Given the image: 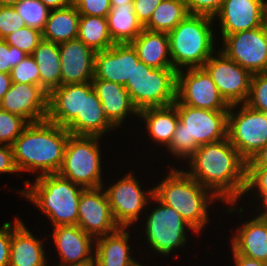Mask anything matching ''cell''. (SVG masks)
<instances>
[{"instance_id": "1", "label": "cell", "mask_w": 267, "mask_h": 266, "mask_svg": "<svg viewBox=\"0 0 267 266\" xmlns=\"http://www.w3.org/2000/svg\"><path fill=\"white\" fill-rule=\"evenodd\" d=\"M190 177L209 189L220 201L235 206L244 196L246 161L228 137L198 147L187 159Z\"/></svg>"}, {"instance_id": "2", "label": "cell", "mask_w": 267, "mask_h": 266, "mask_svg": "<svg viewBox=\"0 0 267 266\" xmlns=\"http://www.w3.org/2000/svg\"><path fill=\"white\" fill-rule=\"evenodd\" d=\"M70 135L65 127L47 119L29 123L12 144L18 171H37V177L58 173Z\"/></svg>"}, {"instance_id": "3", "label": "cell", "mask_w": 267, "mask_h": 266, "mask_svg": "<svg viewBox=\"0 0 267 266\" xmlns=\"http://www.w3.org/2000/svg\"><path fill=\"white\" fill-rule=\"evenodd\" d=\"M167 175L154 186L153 195L178 212L199 234L209 222L208 207L213 201L220 200L184 170L173 167Z\"/></svg>"}, {"instance_id": "4", "label": "cell", "mask_w": 267, "mask_h": 266, "mask_svg": "<svg viewBox=\"0 0 267 266\" xmlns=\"http://www.w3.org/2000/svg\"><path fill=\"white\" fill-rule=\"evenodd\" d=\"M179 122L168 151L177 158L189 159L200 145L220 141L227 137L228 111H214L179 103Z\"/></svg>"}, {"instance_id": "5", "label": "cell", "mask_w": 267, "mask_h": 266, "mask_svg": "<svg viewBox=\"0 0 267 266\" xmlns=\"http://www.w3.org/2000/svg\"><path fill=\"white\" fill-rule=\"evenodd\" d=\"M25 186L27 188L20 193L50 218L53 227L77 225L79 199L84 187L58 173L36 177L34 184L26 180Z\"/></svg>"}, {"instance_id": "6", "label": "cell", "mask_w": 267, "mask_h": 266, "mask_svg": "<svg viewBox=\"0 0 267 266\" xmlns=\"http://www.w3.org/2000/svg\"><path fill=\"white\" fill-rule=\"evenodd\" d=\"M212 18L205 15H188L168 34L173 68L203 67L213 55L215 47ZM215 38V39H214ZM182 67V68H180Z\"/></svg>"}, {"instance_id": "7", "label": "cell", "mask_w": 267, "mask_h": 266, "mask_svg": "<svg viewBox=\"0 0 267 266\" xmlns=\"http://www.w3.org/2000/svg\"><path fill=\"white\" fill-rule=\"evenodd\" d=\"M124 87L139 111L170 106L176 101L177 71L153 68L139 61Z\"/></svg>"}, {"instance_id": "8", "label": "cell", "mask_w": 267, "mask_h": 266, "mask_svg": "<svg viewBox=\"0 0 267 266\" xmlns=\"http://www.w3.org/2000/svg\"><path fill=\"white\" fill-rule=\"evenodd\" d=\"M98 136L70 135L58 174L86 188L104 187Z\"/></svg>"}, {"instance_id": "9", "label": "cell", "mask_w": 267, "mask_h": 266, "mask_svg": "<svg viewBox=\"0 0 267 266\" xmlns=\"http://www.w3.org/2000/svg\"><path fill=\"white\" fill-rule=\"evenodd\" d=\"M236 107L239 108L237 114ZM227 137L240 156L246 162L250 161L267 144V113L245 103L229 106Z\"/></svg>"}, {"instance_id": "10", "label": "cell", "mask_w": 267, "mask_h": 266, "mask_svg": "<svg viewBox=\"0 0 267 266\" xmlns=\"http://www.w3.org/2000/svg\"><path fill=\"white\" fill-rule=\"evenodd\" d=\"M157 202L146 219L145 234L152 251L161 255H169L174 248L184 246L187 235L186 228L195 232L183 217L173 208L163 204L154 195L149 199Z\"/></svg>"}, {"instance_id": "11", "label": "cell", "mask_w": 267, "mask_h": 266, "mask_svg": "<svg viewBox=\"0 0 267 266\" xmlns=\"http://www.w3.org/2000/svg\"><path fill=\"white\" fill-rule=\"evenodd\" d=\"M223 48L229 59L238 63L252 75L267 72V26L221 35Z\"/></svg>"}, {"instance_id": "12", "label": "cell", "mask_w": 267, "mask_h": 266, "mask_svg": "<svg viewBox=\"0 0 267 266\" xmlns=\"http://www.w3.org/2000/svg\"><path fill=\"white\" fill-rule=\"evenodd\" d=\"M176 100L181 104L206 110H229V105L203 67L177 71Z\"/></svg>"}, {"instance_id": "13", "label": "cell", "mask_w": 267, "mask_h": 266, "mask_svg": "<svg viewBox=\"0 0 267 266\" xmlns=\"http://www.w3.org/2000/svg\"><path fill=\"white\" fill-rule=\"evenodd\" d=\"M215 53L219 56L212 55L203 68L216 84L219 94L229 106L246 103L252 74L222 51Z\"/></svg>"}, {"instance_id": "14", "label": "cell", "mask_w": 267, "mask_h": 266, "mask_svg": "<svg viewBox=\"0 0 267 266\" xmlns=\"http://www.w3.org/2000/svg\"><path fill=\"white\" fill-rule=\"evenodd\" d=\"M124 176L116 184L104 190L114 221L119 227L129 228L131 224L138 221L140 213L149 203L148 199L153 196V189H149L145 194L138 179L132 173Z\"/></svg>"}, {"instance_id": "15", "label": "cell", "mask_w": 267, "mask_h": 266, "mask_svg": "<svg viewBox=\"0 0 267 266\" xmlns=\"http://www.w3.org/2000/svg\"><path fill=\"white\" fill-rule=\"evenodd\" d=\"M77 225L94 239L113 233L119 228L113 219L103 187L86 188L82 191Z\"/></svg>"}, {"instance_id": "16", "label": "cell", "mask_w": 267, "mask_h": 266, "mask_svg": "<svg viewBox=\"0 0 267 266\" xmlns=\"http://www.w3.org/2000/svg\"><path fill=\"white\" fill-rule=\"evenodd\" d=\"M0 108L23 117L29 123L40 122L47 119L48 93L35 84L12 82L0 101Z\"/></svg>"}, {"instance_id": "17", "label": "cell", "mask_w": 267, "mask_h": 266, "mask_svg": "<svg viewBox=\"0 0 267 266\" xmlns=\"http://www.w3.org/2000/svg\"><path fill=\"white\" fill-rule=\"evenodd\" d=\"M265 14V0H224L216 15L220 22V35H229L263 26Z\"/></svg>"}, {"instance_id": "18", "label": "cell", "mask_w": 267, "mask_h": 266, "mask_svg": "<svg viewBox=\"0 0 267 266\" xmlns=\"http://www.w3.org/2000/svg\"><path fill=\"white\" fill-rule=\"evenodd\" d=\"M140 61L130 43L114 44L95 53L94 77L125 85L131 79L134 66Z\"/></svg>"}, {"instance_id": "19", "label": "cell", "mask_w": 267, "mask_h": 266, "mask_svg": "<svg viewBox=\"0 0 267 266\" xmlns=\"http://www.w3.org/2000/svg\"><path fill=\"white\" fill-rule=\"evenodd\" d=\"M61 85L91 82L94 78L95 51L76 38L59 44Z\"/></svg>"}, {"instance_id": "20", "label": "cell", "mask_w": 267, "mask_h": 266, "mask_svg": "<svg viewBox=\"0 0 267 266\" xmlns=\"http://www.w3.org/2000/svg\"><path fill=\"white\" fill-rule=\"evenodd\" d=\"M53 240L58 253V266L95 263V239L86 234L78 225H59L53 228ZM93 244V246H92Z\"/></svg>"}, {"instance_id": "21", "label": "cell", "mask_w": 267, "mask_h": 266, "mask_svg": "<svg viewBox=\"0 0 267 266\" xmlns=\"http://www.w3.org/2000/svg\"><path fill=\"white\" fill-rule=\"evenodd\" d=\"M84 83L64 84L48 94L47 120L66 127L74 118H83Z\"/></svg>"}, {"instance_id": "22", "label": "cell", "mask_w": 267, "mask_h": 266, "mask_svg": "<svg viewBox=\"0 0 267 266\" xmlns=\"http://www.w3.org/2000/svg\"><path fill=\"white\" fill-rule=\"evenodd\" d=\"M91 83L102 104L105 116L114 127L118 128L121 123L123 124L127 115L139 116V110L123 85L96 77Z\"/></svg>"}, {"instance_id": "23", "label": "cell", "mask_w": 267, "mask_h": 266, "mask_svg": "<svg viewBox=\"0 0 267 266\" xmlns=\"http://www.w3.org/2000/svg\"><path fill=\"white\" fill-rule=\"evenodd\" d=\"M71 135L98 136L115 129L105 116L102 104L91 82L84 83L83 118H74L66 127Z\"/></svg>"}, {"instance_id": "24", "label": "cell", "mask_w": 267, "mask_h": 266, "mask_svg": "<svg viewBox=\"0 0 267 266\" xmlns=\"http://www.w3.org/2000/svg\"><path fill=\"white\" fill-rule=\"evenodd\" d=\"M36 238L20 218L11 223L10 259L8 266H47L43 242Z\"/></svg>"}, {"instance_id": "25", "label": "cell", "mask_w": 267, "mask_h": 266, "mask_svg": "<svg viewBox=\"0 0 267 266\" xmlns=\"http://www.w3.org/2000/svg\"><path fill=\"white\" fill-rule=\"evenodd\" d=\"M128 228L119 227L113 233L95 239L96 266H143L130 255Z\"/></svg>"}, {"instance_id": "26", "label": "cell", "mask_w": 267, "mask_h": 266, "mask_svg": "<svg viewBox=\"0 0 267 266\" xmlns=\"http://www.w3.org/2000/svg\"><path fill=\"white\" fill-rule=\"evenodd\" d=\"M232 237V253L267 263V222L258 216L243 223Z\"/></svg>"}, {"instance_id": "27", "label": "cell", "mask_w": 267, "mask_h": 266, "mask_svg": "<svg viewBox=\"0 0 267 266\" xmlns=\"http://www.w3.org/2000/svg\"><path fill=\"white\" fill-rule=\"evenodd\" d=\"M141 62L153 68H173L166 32L144 30L130 43Z\"/></svg>"}, {"instance_id": "28", "label": "cell", "mask_w": 267, "mask_h": 266, "mask_svg": "<svg viewBox=\"0 0 267 266\" xmlns=\"http://www.w3.org/2000/svg\"><path fill=\"white\" fill-rule=\"evenodd\" d=\"M139 116L146 122L147 132L151 139L158 145L167 147L179 122L177 108L174 105L146 108L139 111Z\"/></svg>"}, {"instance_id": "29", "label": "cell", "mask_w": 267, "mask_h": 266, "mask_svg": "<svg viewBox=\"0 0 267 266\" xmlns=\"http://www.w3.org/2000/svg\"><path fill=\"white\" fill-rule=\"evenodd\" d=\"M31 56L39 68L40 86L49 94L61 85L59 44L43 39Z\"/></svg>"}, {"instance_id": "30", "label": "cell", "mask_w": 267, "mask_h": 266, "mask_svg": "<svg viewBox=\"0 0 267 266\" xmlns=\"http://www.w3.org/2000/svg\"><path fill=\"white\" fill-rule=\"evenodd\" d=\"M80 14L76 7L70 5L51 10L42 32L43 39L61 44L78 37Z\"/></svg>"}, {"instance_id": "31", "label": "cell", "mask_w": 267, "mask_h": 266, "mask_svg": "<svg viewBox=\"0 0 267 266\" xmlns=\"http://www.w3.org/2000/svg\"><path fill=\"white\" fill-rule=\"evenodd\" d=\"M107 21L109 34L115 44L131 43L144 30L134 13L133 3L111 6Z\"/></svg>"}, {"instance_id": "32", "label": "cell", "mask_w": 267, "mask_h": 266, "mask_svg": "<svg viewBox=\"0 0 267 266\" xmlns=\"http://www.w3.org/2000/svg\"><path fill=\"white\" fill-rule=\"evenodd\" d=\"M77 38L95 52L115 44L109 34L107 18L92 15H80Z\"/></svg>"}, {"instance_id": "33", "label": "cell", "mask_w": 267, "mask_h": 266, "mask_svg": "<svg viewBox=\"0 0 267 266\" xmlns=\"http://www.w3.org/2000/svg\"><path fill=\"white\" fill-rule=\"evenodd\" d=\"M189 15L185 0H162L144 28L169 33Z\"/></svg>"}, {"instance_id": "34", "label": "cell", "mask_w": 267, "mask_h": 266, "mask_svg": "<svg viewBox=\"0 0 267 266\" xmlns=\"http://www.w3.org/2000/svg\"><path fill=\"white\" fill-rule=\"evenodd\" d=\"M26 26L43 32L50 9L40 0H21L15 6Z\"/></svg>"}, {"instance_id": "35", "label": "cell", "mask_w": 267, "mask_h": 266, "mask_svg": "<svg viewBox=\"0 0 267 266\" xmlns=\"http://www.w3.org/2000/svg\"><path fill=\"white\" fill-rule=\"evenodd\" d=\"M28 124L23 117L0 108V144L12 146Z\"/></svg>"}, {"instance_id": "36", "label": "cell", "mask_w": 267, "mask_h": 266, "mask_svg": "<svg viewBox=\"0 0 267 266\" xmlns=\"http://www.w3.org/2000/svg\"><path fill=\"white\" fill-rule=\"evenodd\" d=\"M8 45L17 47L27 55H32L34 49L43 40L41 31L24 26L21 29L7 35L3 39Z\"/></svg>"}, {"instance_id": "37", "label": "cell", "mask_w": 267, "mask_h": 266, "mask_svg": "<svg viewBox=\"0 0 267 266\" xmlns=\"http://www.w3.org/2000/svg\"><path fill=\"white\" fill-rule=\"evenodd\" d=\"M254 110L267 113V72L253 74L245 103Z\"/></svg>"}, {"instance_id": "38", "label": "cell", "mask_w": 267, "mask_h": 266, "mask_svg": "<svg viewBox=\"0 0 267 266\" xmlns=\"http://www.w3.org/2000/svg\"><path fill=\"white\" fill-rule=\"evenodd\" d=\"M12 82L40 86L39 68L31 55H27L11 70Z\"/></svg>"}, {"instance_id": "39", "label": "cell", "mask_w": 267, "mask_h": 266, "mask_svg": "<svg viewBox=\"0 0 267 266\" xmlns=\"http://www.w3.org/2000/svg\"><path fill=\"white\" fill-rule=\"evenodd\" d=\"M258 191V199L267 197V167H246V185L243 194ZM260 196V197H259Z\"/></svg>"}, {"instance_id": "40", "label": "cell", "mask_w": 267, "mask_h": 266, "mask_svg": "<svg viewBox=\"0 0 267 266\" xmlns=\"http://www.w3.org/2000/svg\"><path fill=\"white\" fill-rule=\"evenodd\" d=\"M26 26L14 6H0V39Z\"/></svg>"}, {"instance_id": "41", "label": "cell", "mask_w": 267, "mask_h": 266, "mask_svg": "<svg viewBox=\"0 0 267 266\" xmlns=\"http://www.w3.org/2000/svg\"><path fill=\"white\" fill-rule=\"evenodd\" d=\"M27 56L17 47L8 45L0 39V72L10 74L11 70Z\"/></svg>"}, {"instance_id": "42", "label": "cell", "mask_w": 267, "mask_h": 266, "mask_svg": "<svg viewBox=\"0 0 267 266\" xmlns=\"http://www.w3.org/2000/svg\"><path fill=\"white\" fill-rule=\"evenodd\" d=\"M72 4L80 15H92L107 18L111 3L110 0H72Z\"/></svg>"}, {"instance_id": "43", "label": "cell", "mask_w": 267, "mask_h": 266, "mask_svg": "<svg viewBox=\"0 0 267 266\" xmlns=\"http://www.w3.org/2000/svg\"><path fill=\"white\" fill-rule=\"evenodd\" d=\"M224 0H185L190 15H205L215 19Z\"/></svg>"}, {"instance_id": "44", "label": "cell", "mask_w": 267, "mask_h": 266, "mask_svg": "<svg viewBox=\"0 0 267 266\" xmlns=\"http://www.w3.org/2000/svg\"><path fill=\"white\" fill-rule=\"evenodd\" d=\"M162 0H133L134 13L144 26Z\"/></svg>"}, {"instance_id": "45", "label": "cell", "mask_w": 267, "mask_h": 266, "mask_svg": "<svg viewBox=\"0 0 267 266\" xmlns=\"http://www.w3.org/2000/svg\"><path fill=\"white\" fill-rule=\"evenodd\" d=\"M11 223L4 222L0 228V266H8L10 259Z\"/></svg>"}, {"instance_id": "46", "label": "cell", "mask_w": 267, "mask_h": 266, "mask_svg": "<svg viewBox=\"0 0 267 266\" xmlns=\"http://www.w3.org/2000/svg\"><path fill=\"white\" fill-rule=\"evenodd\" d=\"M19 172L13 155L12 146L0 144V174Z\"/></svg>"}, {"instance_id": "47", "label": "cell", "mask_w": 267, "mask_h": 266, "mask_svg": "<svg viewBox=\"0 0 267 266\" xmlns=\"http://www.w3.org/2000/svg\"><path fill=\"white\" fill-rule=\"evenodd\" d=\"M246 167H267V144L246 162Z\"/></svg>"}, {"instance_id": "48", "label": "cell", "mask_w": 267, "mask_h": 266, "mask_svg": "<svg viewBox=\"0 0 267 266\" xmlns=\"http://www.w3.org/2000/svg\"><path fill=\"white\" fill-rule=\"evenodd\" d=\"M233 258L235 266H267L266 262L258 261L238 253H233Z\"/></svg>"}, {"instance_id": "49", "label": "cell", "mask_w": 267, "mask_h": 266, "mask_svg": "<svg viewBox=\"0 0 267 266\" xmlns=\"http://www.w3.org/2000/svg\"><path fill=\"white\" fill-rule=\"evenodd\" d=\"M11 84V75L0 72V101L2 100L5 93L10 89Z\"/></svg>"}, {"instance_id": "50", "label": "cell", "mask_w": 267, "mask_h": 266, "mask_svg": "<svg viewBox=\"0 0 267 266\" xmlns=\"http://www.w3.org/2000/svg\"><path fill=\"white\" fill-rule=\"evenodd\" d=\"M50 10L64 8L72 3V0H40Z\"/></svg>"}, {"instance_id": "51", "label": "cell", "mask_w": 267, "mask_h": 266, "mask_svg": "<svg viewBox=\"0 0 267 266\" xmlns=\"http://www.w3.org/2000/svg\"><path fill=\"white\" fill-rule=\"evenodd\" d=\"M263 202L262 204L264 205V212H261L260 214H258V217L267 222V197L263 198L262 200H260V202Z\"/></svg>"}, {"instance_id": "52", "label": "cell", "mask_w": 267, "mask_h": 266, "mask_svg": "<svg viewBox=\"0 0 267 266\" xmlns=\"http://www.w3.org/2000/svg\"><path fill=\"white\" fill-rule=\"evenodd\" d=\"M21 0H0V6H15Z\"/></svg>"}, {"instance_id": "53", "label": "cell", "mask_w": 267, "mask_h": 266, "mask_svg": "<svg viewBox=\"0 0 267 266\" xmlns=\"http://www.w3.org/2000/svg\"><path fill=\"white\" fill-rule=\"evenodd\" d=\"M111 6H120L127 3H133V0H110Z\"/></svg>"}, {"instance_id": "54", "label": "cell", "mask_w": 267, "mask_h": 266, "mask_svg": "<svg viewBox=\"0 0 267 266\" xmlns=\"http://www.w3.org/2000/svg\"><path fill=\"white\" fill-rule=\"evenodd\" d=\"M66 266H96V265H95V263H83V264L66 265Z\"/></svg>"}, {"instance_id": "55", "label": "cell", "mask_w": 267, "mask_h": 266, "mask_svg": "<svg viewBox=\"0 0 267 266\" xmlns=\"http://www.w3.org/2000/svg\"><path fill=\"white\" fill-rule=\"evenodd\" d=\"M265 24L267 26V0H266V14H265Z\"/></svg>"}]
</instances>
